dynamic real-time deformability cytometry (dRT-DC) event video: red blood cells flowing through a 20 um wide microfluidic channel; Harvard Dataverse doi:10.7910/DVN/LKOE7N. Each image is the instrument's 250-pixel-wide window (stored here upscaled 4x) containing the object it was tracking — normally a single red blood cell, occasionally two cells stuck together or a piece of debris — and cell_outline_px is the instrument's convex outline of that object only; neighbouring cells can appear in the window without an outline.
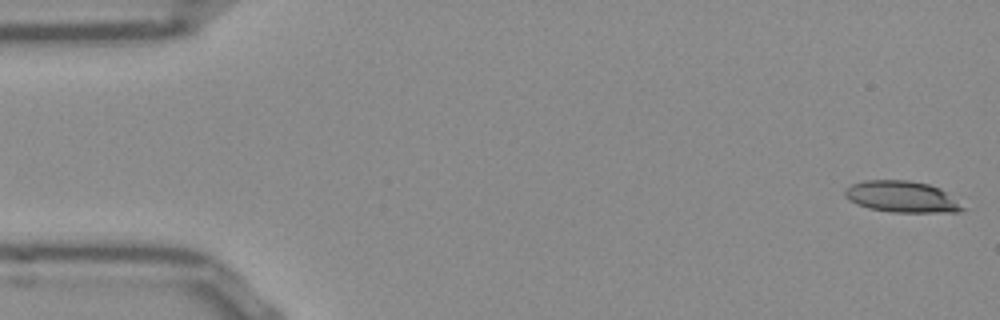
{"species": "Egyptian fruit bat (a non-hibernating species)", "species_latin": "Rousettus aegyptiacus", "temperature_condition": "room temperature", "stored_images_in_passage": 50, "camera_frame_rate_fps": 3000, "um_per_image_px": 0.085, "frame": {"image": 1, "passage_image": 1, "time_ms": 0.0, "image_size_px": [1000, 320], "cell_outline_px": [[968, 208], [956, 212], [892, 212], [872, 208], [848, 200], [844, 196], [844, 192], [852, 184], [864, 180], [908, 180], [928, 184], [940, 188]], "centroid_in_image_um": [76.7, 16.72], "position_along_channel_um": 8.3, "area_um2": 21.33}}
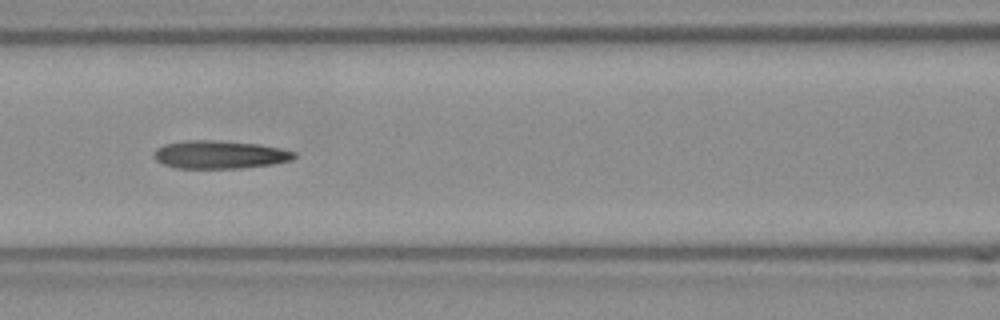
{"frame": {"image": 2, "passage_image": 22, "time_ms": 7.0, "image_size_px": [1000, 320], "cell_outline_px": [[296, 156], [292, 160], [272, 164], [240, 168], [176, 168], [164, 164], [156, 160], [152, 156], [152, 152], [156, 148], [164, 144], [184, 140], [212, 140], [256, 144], [280, 148], [296, 152]], "centroid_in_image_um": [18.63, 13.14], "position_along_channel_um": 148.0, "area_um2": 22.95}}
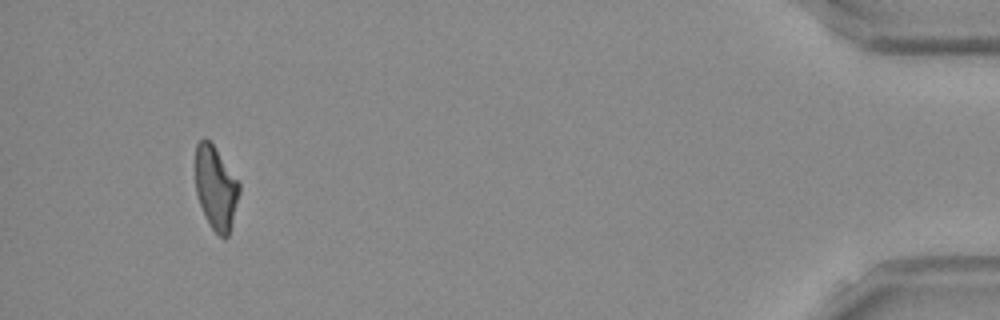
{"frame": {"image": 3, "passage_image": 49, "time_ms": 16.0, "image_size_px": [1000, 320], "cell_outline_px": [[240, 192], [228, 236], [220, 236], [212, 228], [200, 204], [196, 192], [196, 144], [204, 136], [212, 144], [240, 184]], "centroid_in_image_um": [18.34, 15.94], "position_along_channel_um": 416.9, "area_um2": 20.69}}